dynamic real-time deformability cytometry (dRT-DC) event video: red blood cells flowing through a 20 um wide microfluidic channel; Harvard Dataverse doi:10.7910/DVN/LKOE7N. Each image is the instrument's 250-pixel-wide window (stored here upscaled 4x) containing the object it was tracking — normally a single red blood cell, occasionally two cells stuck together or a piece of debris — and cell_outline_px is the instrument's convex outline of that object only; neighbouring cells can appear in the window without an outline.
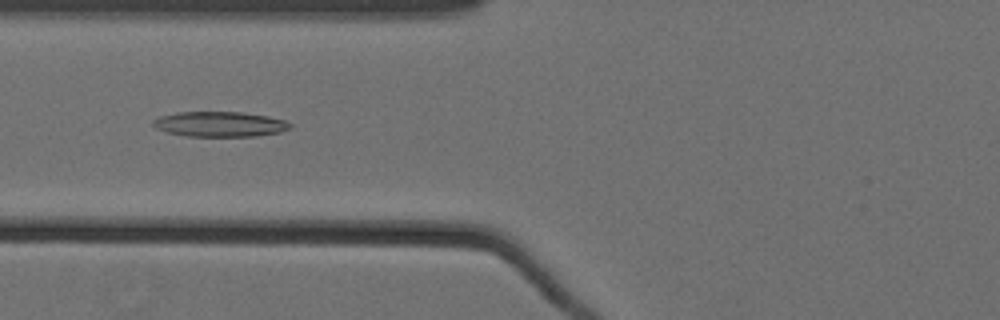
{"species": "Egyptian fruit bat (a non-hibernating species)", "species_latin": "Rousettus aegyptiacus", "temperature_condition": "cold", "stored_images_in_passage": 53, "camera_frame_rate_fps": 3000, "um_per_image_px": 0.085, "animal": {"sex": "female"}, "frame": {"image": 1, "passage_image": 20, "time_ms": 6.333, "image_size_px": [1000, 320], "cell_outline_px": [[292, 128], [280, 132], [256, 136], [184, 136], [168, 132], [156, 128], [152, 124], [152, 120], [160, 116], [176, 112], [244, 112], [268, 116], [284, 120], [292, 124]], "centroid_in_image_um": [18.69, 10.55], "position_along_channel_um": 107.1, "area_um2": 20.17}}
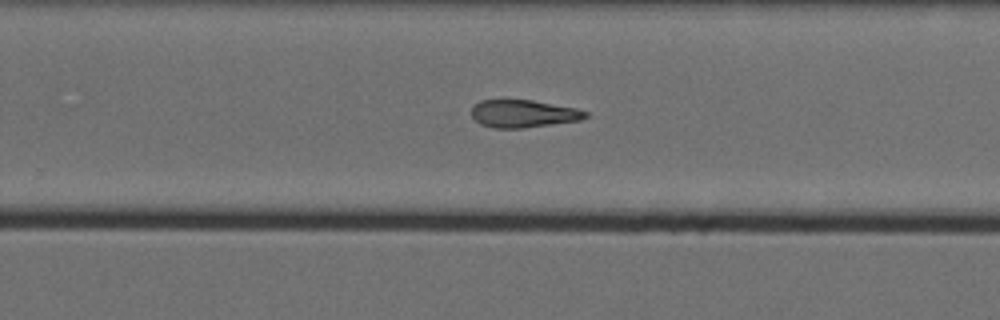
{"frame": {"image": 2, "passage_image": 35, "time_ms": 11.333, "image_size_px": [1000, 320], "cell_outline_px": [[588, 116], [580, 120], [524, 128], [492, 128], [480, 124], [472, 116], [472, 108], [480, 100], [532, 100], [576, 108], [588, 112]], "centroid_in_image_um": [44.49, 9.66], "position_along_channel_um": 285.3, "area_um2": 18.26}}
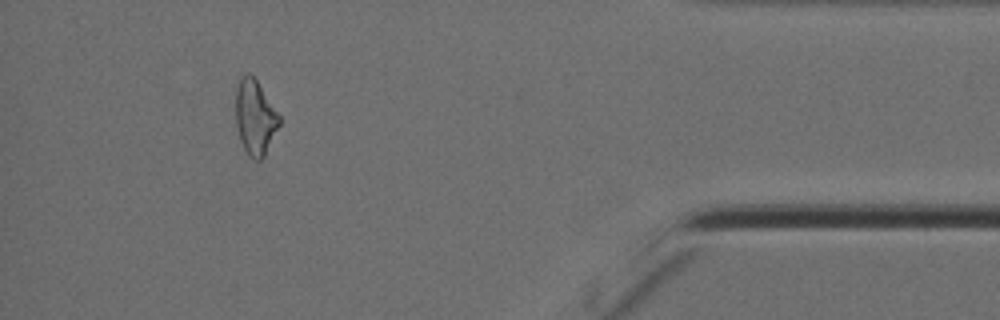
{"frame": {"image": 3, "passage_image": 49, "time_ms": 16.0, "image_size_px": [1000, 320], "cell_outline_px": [[280, 124], [264, 156], [260, 160], [256, 160], [248, 156], [240, 140], [236, 128], [236, 88], [240, 76], [248, 72], [256, 80], [280, 116]], "centroid_in_image_um": [21.66, 9.98], "position_along_channel_um": 413.5, "area_um2": 18.9}, "authors_computed_cell_mechanics": {"area_um2": 19.7676, "velocity_mm_per_s": 3.5619, "shape_relaxation_time_tau1_ms": null, "shape_relaxation_time_tau2_ms": 6.9928, "deformation_change_tau1": null, "deformation_change_tau2": 0.1916}}